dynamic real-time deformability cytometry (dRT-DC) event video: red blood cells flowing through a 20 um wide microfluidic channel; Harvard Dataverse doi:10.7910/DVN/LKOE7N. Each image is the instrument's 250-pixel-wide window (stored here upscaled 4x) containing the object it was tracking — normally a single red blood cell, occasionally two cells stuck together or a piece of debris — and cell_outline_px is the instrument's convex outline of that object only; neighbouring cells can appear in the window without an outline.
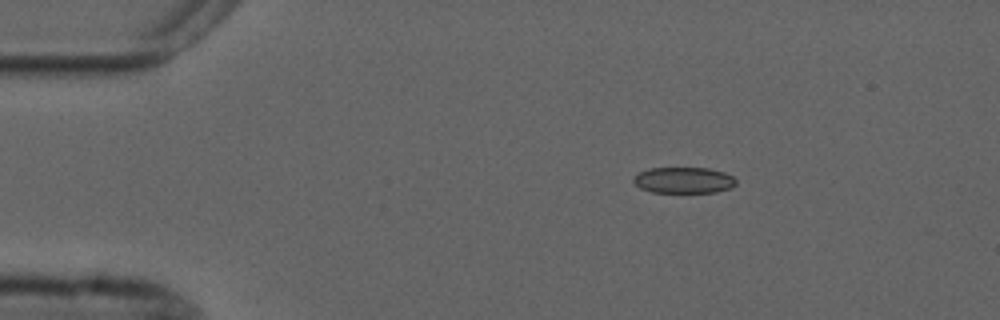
{"species": "common noctule bat (a hibernating species)", "species_latin": "Nyctalus noctula", "temperature_condition": "cold", "stored_images_in_passage": 3, "camera_frame_rate_fps": 3000, "um_per_image_px": 0.085, "animal": {"sex": "male", "forearm_length_mm": 52.5}, "frame": {"image": 1, "passage_image": 1, "time_ms": 0.0, "image_size_px": [1000, 320], "cell_outline_px": [[736, 184], [732, 188], [716, 192], [652, 192], [640, 188], [632, 180], [632, 176], [648, 168], [708, 168], [724, 172], [732, 176], [736, 180]], "centroid_in_image_um": [58.11, 15.31], "position_along_channel_um": 26.9, "area_um2": 15.66}}
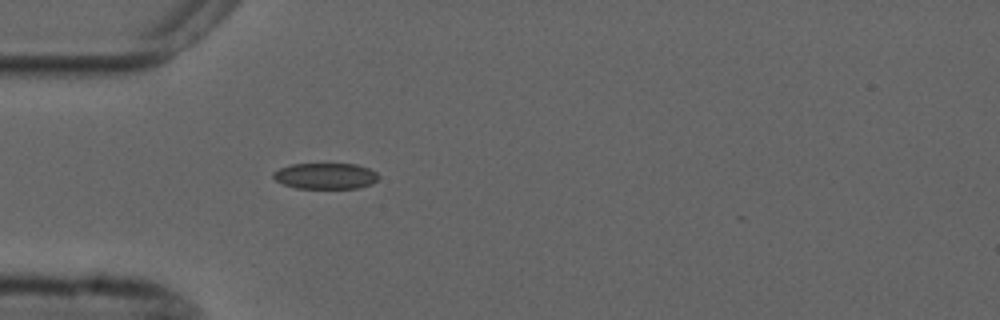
{"frame": {"image": 2, "passage_image": 3, "time_ms": 2.333, "image_size_px": [1000, 320], "cell_outline_px": [[380, 176], [372, 184], [360, 188], [296, 188], [284, 184], [276, 180], [272, 176], [272, 172], [280, 168], [292, 164], [356, 164], [368, 168], [376, 172]], "centroid_in_image_um": [27.68, 14.96], "position_along_channel_um": 57.3, "area_um2": 15.95}}